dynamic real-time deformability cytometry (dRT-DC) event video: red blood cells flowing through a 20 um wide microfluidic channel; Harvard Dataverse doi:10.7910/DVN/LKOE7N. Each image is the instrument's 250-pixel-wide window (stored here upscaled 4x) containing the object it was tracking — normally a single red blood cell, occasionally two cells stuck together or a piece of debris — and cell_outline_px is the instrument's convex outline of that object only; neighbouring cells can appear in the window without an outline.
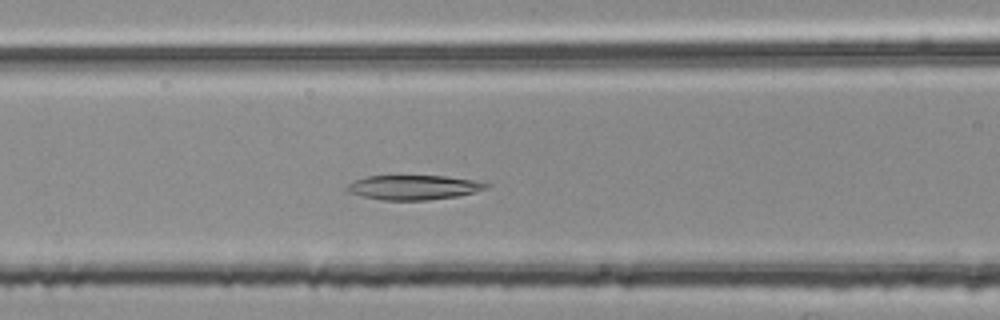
{"species": "common noctule bat (a hibernating species)", "species_latin": "Nyctalus noctula", "temperature_condition": "room temperature", "stored_images_in_passage": 48, "camera_frame_rate_fps": 3000, "um_per_image_px": 0.085, "animal": {"sex": "female", "body_mass_g": 25.1}, "frame": {"image": 1, "passage_image": 19, "time_ms": 6.0, "image_size_px": [1000, 320], "cell_outline_px": [[492, 184], [488, 188], [476, 192], [460, 196], [428, 200], [380, 200], [348, 192], [344, 188], [348, 184], [364, 176], [448, 176], [476, 180]], "centroid_in_image_um": [35.22, 15.93], "position_along_channel_um": 131.4, "area_um2": 20.17}}
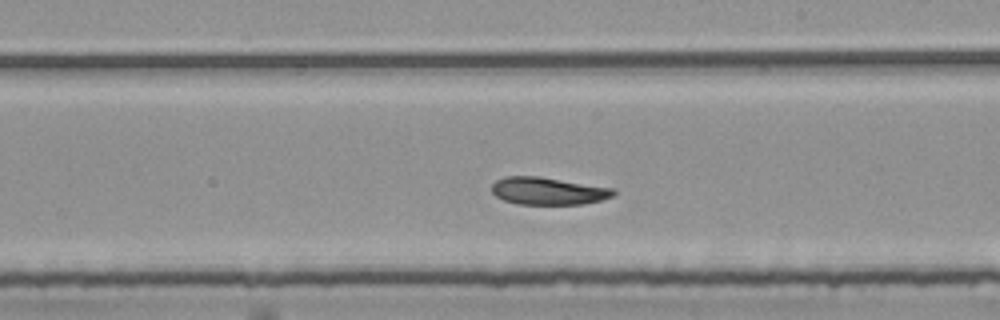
{"frame": {"image": 2, "passage_image": 28, "time_ms": 9.0, "image_size_px": [1000, 320], "cell_outline_px": [[616, 192], [612, 196], [600, 200], [580, 204], [516, 204], [504, 200], [496, 196], [492, 192], [492, 184], [496, 180], [504, 176], [540, 176], [616, 188]], "centroid_in_image_um": [46.59, 16.22], "position_along_channel_um": 242.4, "area_um2": 19.59}}
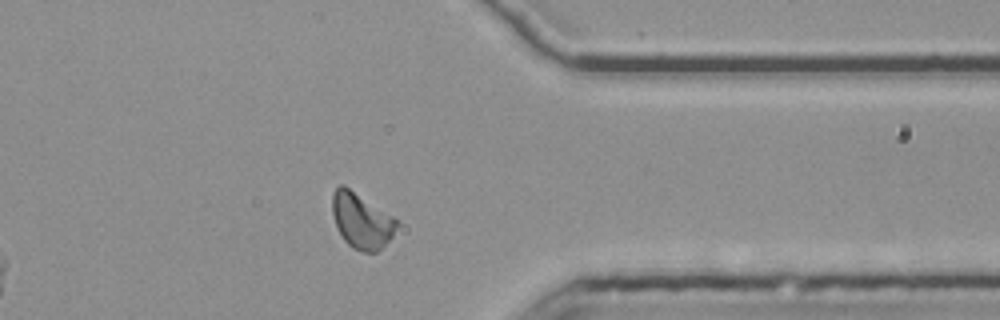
{"frame": {"image": 3, "passage_image": 40, "time_ms": 13.0, "image_size_px": [1000, 320], "cell_outline_px": [[400, 224], [392, 236], [376, 252], [360, 252], [352, 248], [344, 240], [336, 224], [332, 212], [332, 196], [336, 188], [340, 184], [344, 184], [396, 216]], "centroid_in_image_um": [30.76, 18.73], "position_along_channel_um": 380.6, "area_um2": 21.15}, "authors_computed_cell_mechanics": {"area_um2": 20.2011, "velocity_mm_per_s": 3.7229, "shape_relaxation_time_tau1_ms": null, "shape_relaxation_time_tau2_ms": 5.1741, "deformation_change_tau1": null, "deformation_change_tau2": 0.1041}}